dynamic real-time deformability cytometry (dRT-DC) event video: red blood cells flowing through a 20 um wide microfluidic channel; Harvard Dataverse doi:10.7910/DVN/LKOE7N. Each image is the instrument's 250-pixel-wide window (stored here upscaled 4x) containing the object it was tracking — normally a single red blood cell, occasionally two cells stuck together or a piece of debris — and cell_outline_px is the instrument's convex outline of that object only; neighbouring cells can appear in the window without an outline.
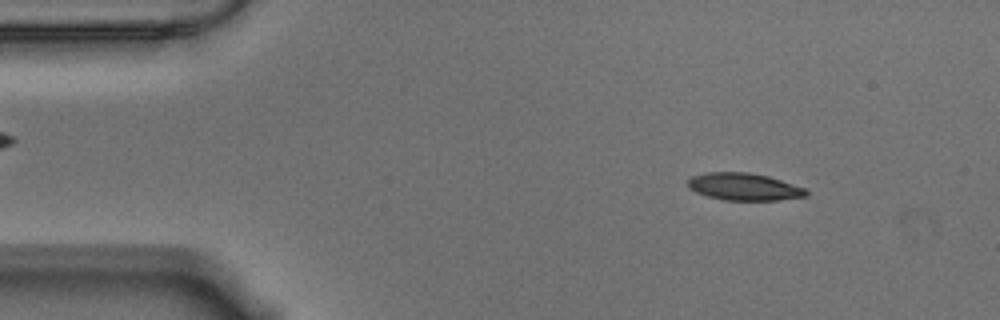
{"species": "Egyptian fruit bat (a non-hibernating species)", "species_latin": "Rousettus aegyptiacus", "temperature_condition": "warm", "stored_images_in_passage": 55, "camera_frame_rate_fps": 3000, "um_per_image_px": 0.085, "animal": {"sex": "male"}, "frame": {"image": 1, "passage_image": 6, "time_ms": 1.667, "image_size_px": [1000, 320], "cell_outline_px": [[808, 196], [780, 200], [724, 200], [708, 196], [696, 192], [688, 188], [688, 180], [692, 176], [704, 172], [748, 172], [768, 176], [804, 188], [808, 192]], "centroid_in_image_um": [63.22, 15.87], "position_along_channel_um": 21.8, "area_um2": 18.79}}
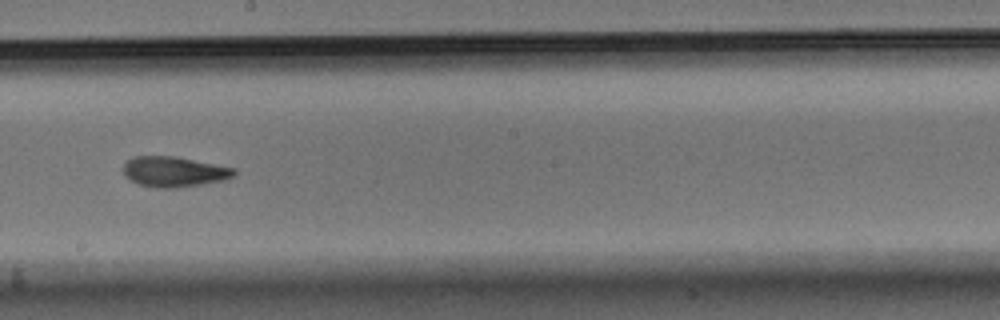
{"frame": {"image": 2, "passage_image": 30, "time_ms": 9.667, "image_size_px": [1000, 320], "cell_outline_px": [[236, 172], [232, 176], [224, 180], [204, 184], [176, 188], [156, 188], [140, 184], [132, 180], [124, 172], [124, 164], [128, 160], [136, 156], [176, 156], [236, 168]], "centroid_in_image_um": [14.84, 14.59], "position_along_channel_um": 233.4, "area_um2": 19.48}}
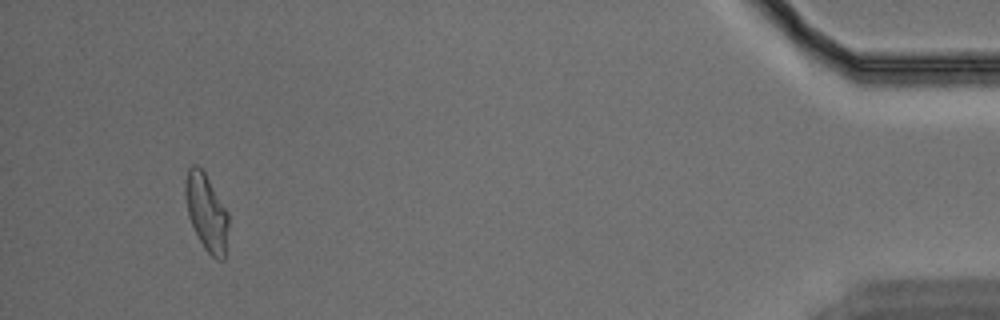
{"frame": {"image": 3, "passage_image": 52, "time_ms": 17.0, "image_size_px": [1000, 320], "cell_outline_px": [[228, 228], [224, 260], [216, 260], [204, 248], [188, 216], [184, 196], [184, 180], [188, 168], [192, 164], [196, 164], [204, 172], [228, 212]], "centroid_in_image_um": [17.53, 18.03], "position_along_channel_um": 417.7, "area_um2": 19.31}, "authors_computed_cell_mechanics": {"area_um2": 19.4208, "velocity_mm_per_s": 3.5372, "shape_relaxation_time_tau1_ms": 8.4103, "shape_relaxation_time_tau2_ms": 3.6656, "deformation_change_tau1": 0.2402, "deformation_change_tau2": 0.1099}}